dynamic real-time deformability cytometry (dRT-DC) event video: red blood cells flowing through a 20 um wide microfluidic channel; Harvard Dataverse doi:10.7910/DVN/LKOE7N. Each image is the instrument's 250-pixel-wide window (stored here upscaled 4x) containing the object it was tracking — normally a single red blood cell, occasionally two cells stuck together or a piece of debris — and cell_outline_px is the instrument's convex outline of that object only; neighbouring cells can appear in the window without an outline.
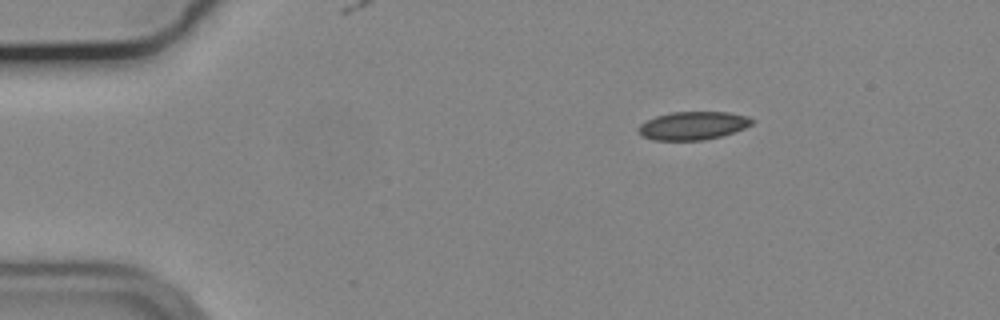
{"species": "common noctule bat (a hibernating species)", "species_latin": "Nyctalus noctula", "temperature_condition": "cold", "stored_images_in_passage": 10, "camera_frame_rate_fps": 3000, "um_per_image_px": 0.085, "animal": {"sex": "male", "body_mass_g": 19.2, "forearm_length_mm": 51.8}, "frame": {"image": 1, "passage_image": 1, "time_ms": 0.0, "image_size_px": [1000, 320], "cell_outline_px": [[752, 124], [744, 128], [720, 136], [704, 140], [652, 140], [640, 136], [636, 132], [636, 128], [640, 124], [656, 116], [672, 112], [728, 112], [748, 116], [752, 120]], "centroid_in_image_um": [58.83, 10.68], "position_along_channel_um": 26.2, "area_um2": 18.67}}
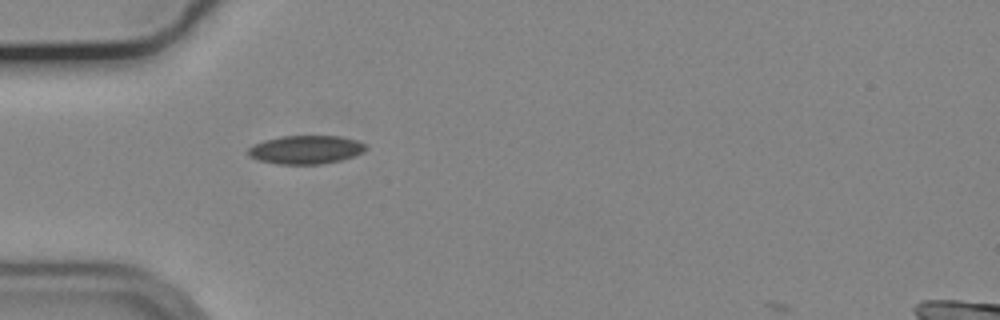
{"frame": {"image": 2, "passage_image": 9, "time_ms": 2.667, "image_size_px": [1000, 320], "cell_outline_px": [[368, 148], [352, 156], [340, 160], [320, 164], [276, 164], [260, 160], [248, 156], [248, 148], [252, 144], [264, 140], [280, 136], [340, 136], [356, 140], [364, 144]], "centroid_in_image_um": [25.94, 12.71], "position_along_channel_um": 59.1, "area_um2": 19.42}}